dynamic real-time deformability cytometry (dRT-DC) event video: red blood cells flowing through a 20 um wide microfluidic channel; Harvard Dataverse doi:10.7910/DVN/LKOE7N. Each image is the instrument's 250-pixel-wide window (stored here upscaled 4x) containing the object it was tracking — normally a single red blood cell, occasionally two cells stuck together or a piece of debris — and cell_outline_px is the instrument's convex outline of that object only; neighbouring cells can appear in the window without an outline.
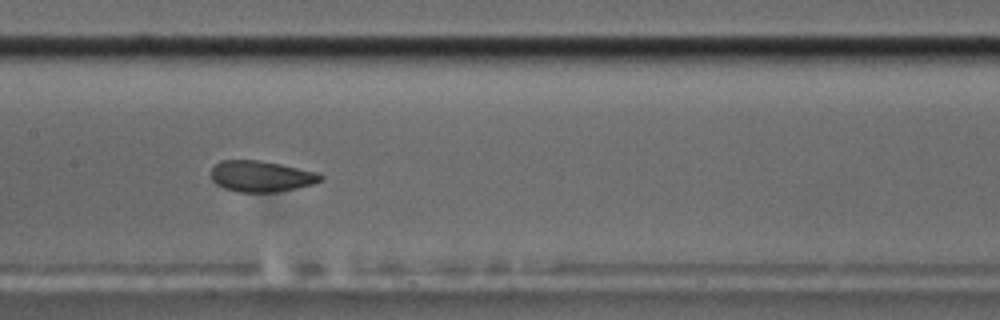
{"species": "common noctule bat (a hibernating species)", "species_latin": "Nyctalus noctula", "temperature_condition": "cold", "stored_images_in_passage": 55, "camera_frame_rate_fps": 3000, "um_per_image_px": 0.085, "animal": {"sex": "male", "body_mass_g": 17.5, "forearm_length_mm": 52.3}, "frame": {"image": 1, "passage_image": 27, "time_ms": 8.667, "image_size_px": [1000, 320], "cell_outline_px": [[324, 176], [320, 180], [312, 184], [276, 192], [240, 192], [224, 188], [216, 184], [212, 180], [212, 168], [220, 160], [260, 160], [280, 164], [316, 172]], "centroid_in_image_um": [22.16, 14.98], "position_along_channel_um": 185.2, "area_um2": 19.59}}
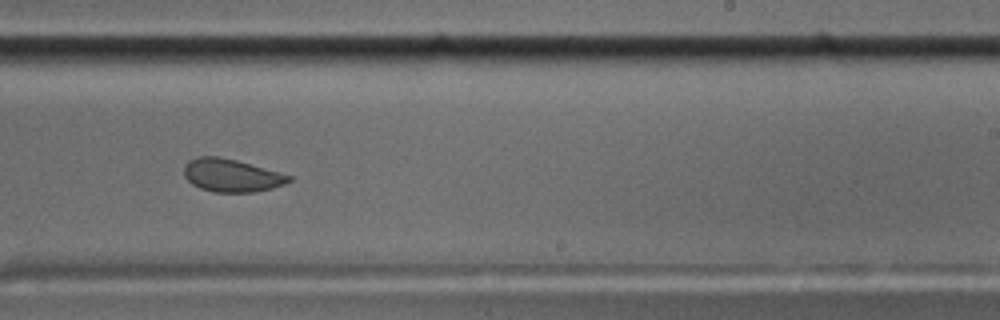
{"frame": {"image": 2, "passage_image": 34, "time_ms": 11.0, "image_size_px": [1000, 320], "cell_outline_px": [[292, 180], [284, 184], [272, 188], [252, 192], [216, 192], [200, 188], [192, 184], [184, 176], [184, 168], [188, 160], [200, 156], [216, 156], [236, 160], [292, 176]], "centroid_in_image_um": [19.65, 14.91], "position_along_channel_um": 269.3, "area_um2": 19.88}}
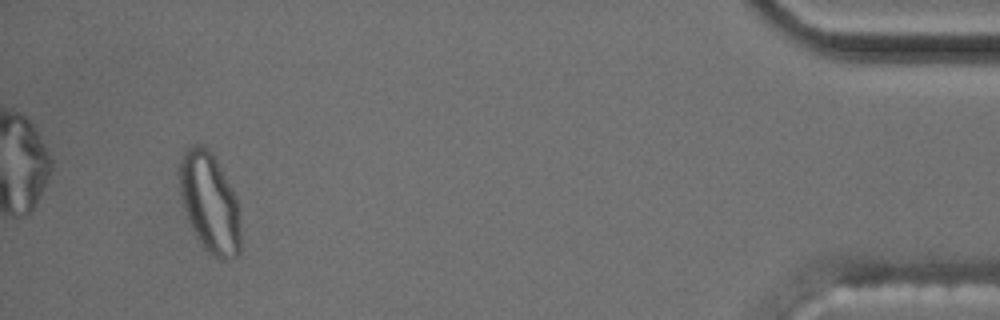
{"frame": {"image": 3, "passage_image": 52, "time_ms": 17.0, "image_size_px": [1000, 320], "cell_outline_px": [[240, 252], [236, 256], [224, 260], [220, 260], [204, 248], [196, 236], [192, 228], [184, 208], [180, 192], [176, 172], [184, 152], [192, 144], [196, 144], [204, 148], [216, 160], [232, 188], [240, 208]], "centroid_in_image_um": [17.82, 17.25], "position_along_channel_um": 417.4, "area_um2": 35.49}, "authors_computed_cell_mechanics": {"area_um2": 20.3456, "velocity_mm_per_s": 3.6126, "shape_relaxation_time_tau1_ms": null, "shape_relaxation_time_tau2_ms": 0.987, "deformation_change_tau1": null, "deformation_change_tau2": 0.0485}}